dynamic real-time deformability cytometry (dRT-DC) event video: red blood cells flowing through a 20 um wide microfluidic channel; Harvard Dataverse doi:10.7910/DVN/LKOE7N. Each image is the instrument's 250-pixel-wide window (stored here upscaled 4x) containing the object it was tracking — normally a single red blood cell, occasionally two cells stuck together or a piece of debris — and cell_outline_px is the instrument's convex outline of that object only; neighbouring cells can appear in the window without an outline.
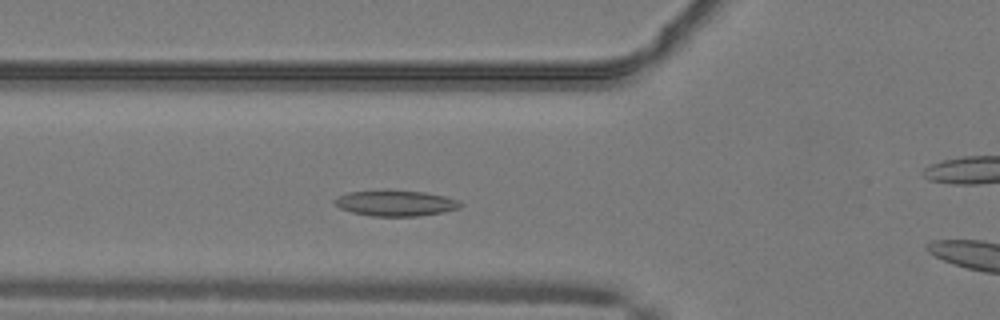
{"species": "common noctule bat (a hibernating species)", "species_latin": "Nyctalus noctula", "temperature_condition": "warm", "stored_images_in_passage": 46, "camera_frame_rate_fps": 3000, "um_per_image_px": 0.085, "animal": {"sex": "male", "body_mass_g": 19.2, "forearm_length_mm": 51.8}, "frame": {"image": 1, "passage_image": 13, "time_ms": 4.0, "image_size_px": [1000, 320], "cell_outline_px": [[464, 204], [460, 208], [444, 212], [420, 216], [372, 216], [352, 212], [340, 208], [332, 204], [332, 200], [348, 192], [384, 188], [388, 188], [424, 192], [444, 196], [460, 200]], "centroid_in_image_um": [33.62, 17.24], "position_along_channel_um": 92.2, "area_um2": 19.59}}
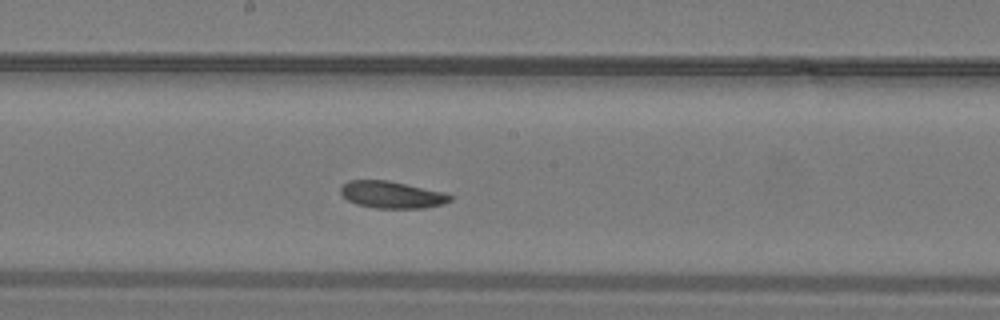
{"frame": {"image": 2, "passage_image": 22, "time_ms": 7.0, "image_size_px": [1000, 320], "cell_outline_px": [[452, 200], [444, 204], [424, 208], [376, 208], [356, 204], [348, 200], [340, 192], [340, 188], [348, 180], [388, 180], [448, 192], [452, 196]], "centroid_in_image_um": [33.36, 16.54], "position_along_channel_um": 214.8, "area_um2": 17.46}}
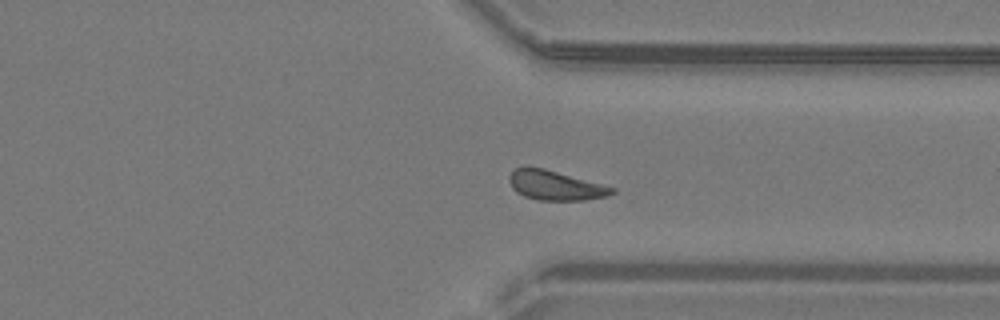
{"frame": {"image": 3, "passage_image": 33, "time_ms": 10.667, "image_size_px": [1000, 320], "cell_outline_px": [[616, 192], [608, 196], [584, 200], [540, 200], [524, 196], [516, 192], [512, 188], [508, 180], [508, 176], [512, 168], [544, 168], [616, 188]], "centroid_in_image_um": [47.19, 15.76], "position_along_channel_um": 364.2, "area_um2": 17.63}, "authors_computed_cell_mechanics": {"area_um2": 18.0625, "velocity_mm_per_s": 4.0747, "shape_relaxation_time_tau1_ms": 4.7505, "shape_relaxation_time_tau2_ms": 5.8942, "deformation_change_tau1": 0.1204, "deformation_change_tau2": 0.1198}}